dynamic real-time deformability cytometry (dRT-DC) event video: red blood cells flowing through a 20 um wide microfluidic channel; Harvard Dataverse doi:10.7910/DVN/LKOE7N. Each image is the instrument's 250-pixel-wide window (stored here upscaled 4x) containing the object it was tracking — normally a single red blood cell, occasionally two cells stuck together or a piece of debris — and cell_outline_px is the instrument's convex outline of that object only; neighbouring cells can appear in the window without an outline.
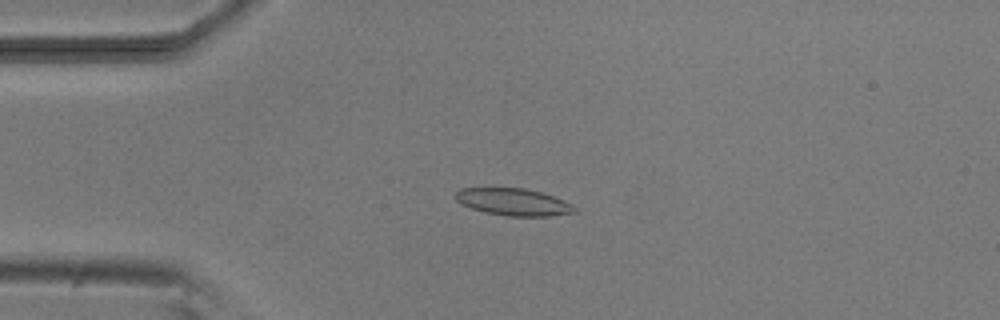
{"species": "common noctule bat (a hibernating species)", "species_latin": "Nyctalus noctula", "temperature_condition": "room temperature", "stored_images_in_passage": 3, "camera_frame_rate_fps": 3000, "um_per_image_px": 0.085, "animal": {"sex": "male", "body_mass_g": 20.5, "forearm_length_mm": 52.5}, "frame": {"image": 1, "passage_image": 3, "time_ms": 2.0, "image_size_px": [1000, 320], "cell_outline_px": [[576, 212], [548, 216], [508, 216], [484, 212], [472, 208], [456, 200], [456, 192], [460, 188], [524, 188], [540, 192], [564, 200], [572, 204], [576, 208]], "centroid_in_image_um": [43.66, 17.17], "position_along_channel_um": 41.3, "area_um2": 18.61}}